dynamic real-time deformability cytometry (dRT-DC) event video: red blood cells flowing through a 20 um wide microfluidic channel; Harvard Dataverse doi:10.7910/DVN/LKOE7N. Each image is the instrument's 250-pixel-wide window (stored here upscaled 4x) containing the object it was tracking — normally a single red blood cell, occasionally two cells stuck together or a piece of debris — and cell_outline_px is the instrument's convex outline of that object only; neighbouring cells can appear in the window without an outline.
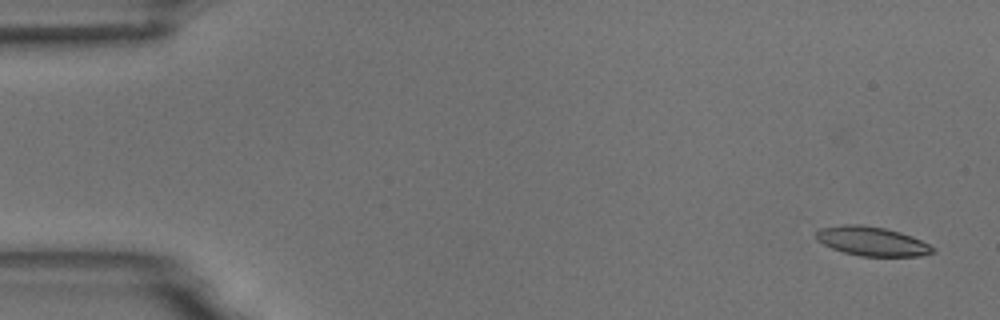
{"species": "common noctule bat (a hibernating species)", "species_latin": "Nyctalus noctula", "temperature_condition": "room temperature", "stored_images_in_passage": 5, "camera_frame_rate_fps": 3000, "um_per_image_px": 0.085, "animal": {"sex": "male", "body_mass_g": 18.8}, "frame": {"image": 1, "passage_image": 1, "time_ms": 0.0, "image_size_px": [1000, 320], "cell_outline_px": [[936, 252], [920, 256], [860, 256], [844, 252], [832, 248], [816, 240], [816, 232], [820, 228], [844, 224], [860, 224], [884, 228], [900, 232], [912, 236], [936, 248]], "centroid_in_image_um": [74.12, 20.51], "position_along_channel_um": 10.9, "area_um2": 19.83}}
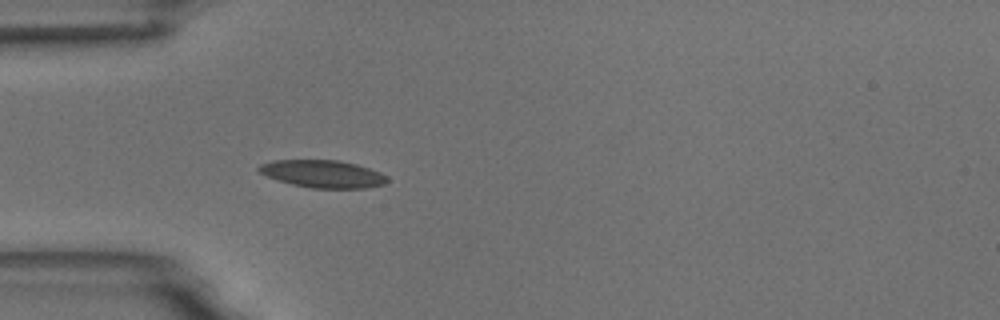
{"frame": {"image": 2, "passage_image": 5, "time_ms": 4.667, "image_size_px": [1000, 320], "cell_outline_px": [[388, 180], [384, 184], [364, 188], [312, 188], [292, 184], [268, 176], [260, 172], [256, 168], [260, 164], [272, 160], [336, 160], [356, 164], [380, 172], [388, 176]], "centroid_in_image_um": [27.44, 14.77], "position_along_channel_um": 57.6, "area_um2": 20.4}}